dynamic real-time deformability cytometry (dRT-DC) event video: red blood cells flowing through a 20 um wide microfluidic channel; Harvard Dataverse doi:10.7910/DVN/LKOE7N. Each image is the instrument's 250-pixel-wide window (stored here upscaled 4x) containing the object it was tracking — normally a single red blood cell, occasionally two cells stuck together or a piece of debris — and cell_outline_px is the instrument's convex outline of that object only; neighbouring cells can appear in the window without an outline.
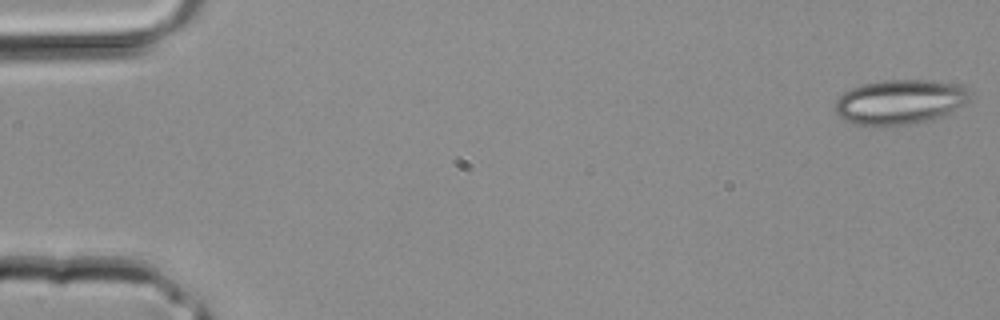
{"species": "common noctule bat (a hibernating species)", "species_latin": "Nyctalus noctula", "temperature_condition": "room temperature", "stored_images_in_passage": 4, "camera_frame_rate_fps": 3000, "um_per_image_px": 0.085, "animal": {"sex": "male", "body_mass_g": 20.4}, "frame": {"image": 1, "passage_image": 1, "time_ms": 0.0, "image_size_px": [1000, 320], "cell_outline_px": [[972, 92], [968, 100], [964, 104], [932, 120], [908, 124], [856, 124], [840, 116], [836, 112], [836, 100], [844, 92], [852, 88], [864, 84], [884, 80], [924, 80], [960, 84], [968, 88]], "centroid_in_image_um": [76.54, 8.63], "position_along_channel_um": 8.5, "area_um2": 34.45}}